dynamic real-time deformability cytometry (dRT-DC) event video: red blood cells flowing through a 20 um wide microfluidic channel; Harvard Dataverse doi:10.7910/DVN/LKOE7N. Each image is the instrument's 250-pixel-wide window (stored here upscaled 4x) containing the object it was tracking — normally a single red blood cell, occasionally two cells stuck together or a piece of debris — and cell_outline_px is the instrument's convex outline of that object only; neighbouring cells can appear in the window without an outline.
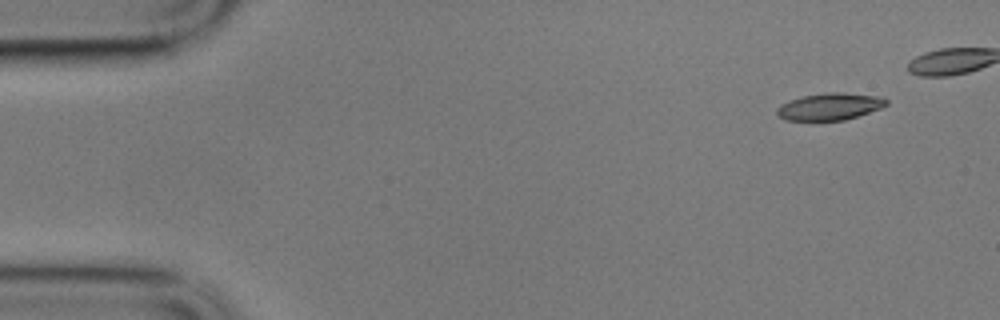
{"species": "common noctule bat (a hibernating species)", "species_latin": "Nyctalus noctula", "temperature_condition": "cold", "stored_images_in_passage": 44, "camera_frame_rate_fps": 3000, "um_per_image_px": 0.085, "animal": {"sex": "male", "body_mass_g": 17.9}, "frame": {"image": 1, "passage_image": 1, "time_ms": 0.0, "image_size_px": [1000, 320], "cell_outline_px": [[888, 104], [880, 108], [844, 120], [784, 120], [776, 112], [776, 108], [780, 104], [804, 96], [828, 92], [840, 92], [884, 96], [888, 100]], "centroid_in_image_um": [70.56, 9.04], "position_along_channel_um": 14.4, "area_um2": 17.11}}
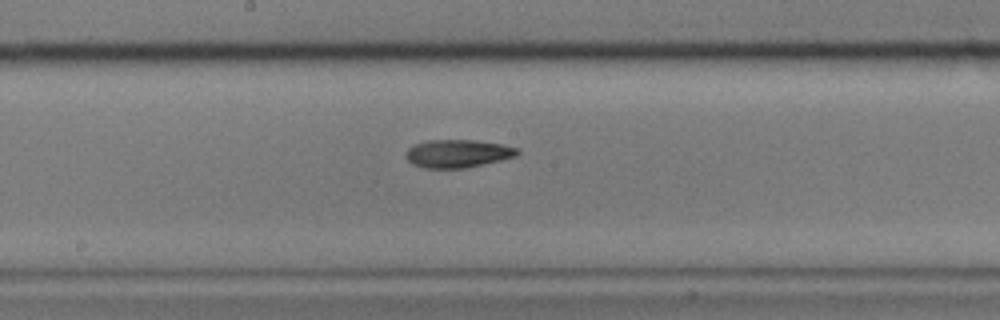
{"frame": {"image": 2, "passage_image": 27, "time_ms": 8.667, "image_size_px": [1000, 320], "cell_outline_px": [[520, 152], [516, 156], [500, 160], [464, 168], [424, 168], [412, 164], [404, 156], [408, 148], [416, 144], [428, 140], [476, 140], [500, 144], [520, 148]], "centroid_in_image_um": [38.9, 13.05], "position_along_channel_um": 209.3, "area_um2": 18.15}}
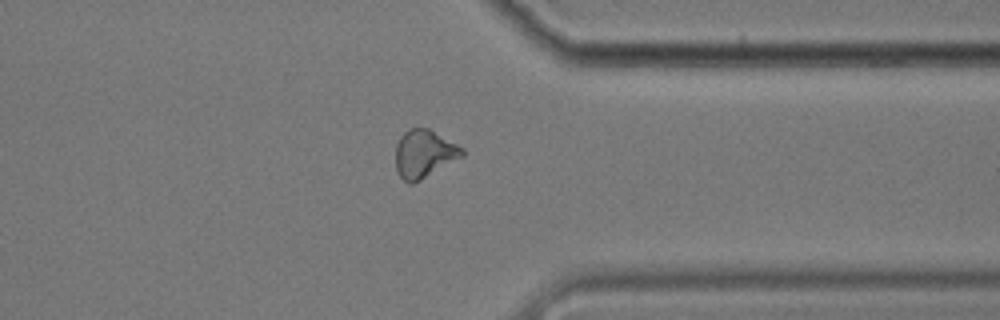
{"frame": {"image": 3, "passage_image": 42, "time_ms": 13.667, "image_size_px": [1000, 320], "cell_outline_px": [[464, 156], [420, 180], [412, 184], [408, 184], [400, 176], [396, 168], [396, 144], [400, 136], [408, 128], [428, 128], [464, 148]], "centroid_in_image_um": [36.05, 13.07], "position_along_channel_um": 375.4, "area_um2": 18.55}}